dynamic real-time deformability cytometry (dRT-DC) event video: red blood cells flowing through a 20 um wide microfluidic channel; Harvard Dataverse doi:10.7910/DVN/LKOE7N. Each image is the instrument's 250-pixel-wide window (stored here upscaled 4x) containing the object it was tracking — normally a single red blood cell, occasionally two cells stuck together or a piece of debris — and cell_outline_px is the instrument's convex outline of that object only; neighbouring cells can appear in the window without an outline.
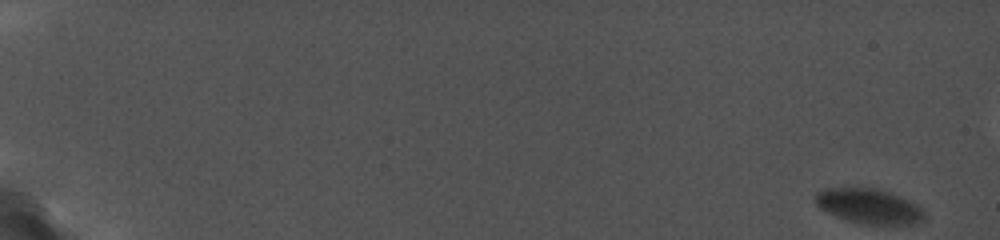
{"species": "common noctule bat (a hibernating species)", "species_latin": "Nyctalus noctula", "temperature_condition": "cold", "stored_images_in_passage": 50, "camera_frame_rate_fps": 5000, "um_per_image_px": 0.085, "animal": {"sex": "female", "body_mass_g": 19.0, "forearm_length_mm": 56.7}, "frame": {"image": 1, "passage_image": 1, "time_ms": 0.0, "image_size_px": [1000, 240], "cell_outline_px": [[924, 220], [916, 224], [864, 224], [848, 220], [836, 216], [820, 208], [816, 204], [816, 192], [824, 188], [876, 188], [900, 196], [916, 204], [924, 212]], "centroid_in_image_um": [73.86, 17.52], "position_along_channel_um": 11.1, "area_um2": 21.96}}
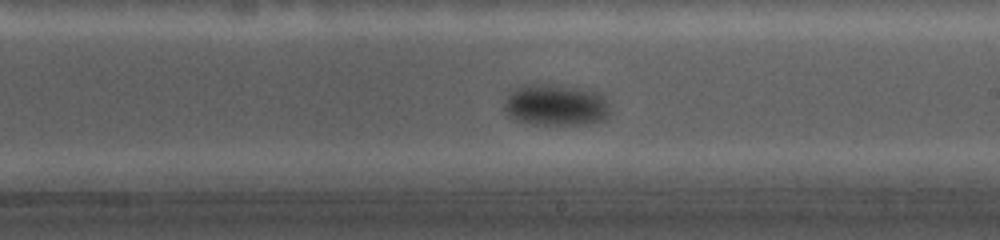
{"frame": {"image": 2, "passage_image": 39, "time_ms": 12.6, "image_size_px": [1000, 240], "cell_outline_px": [[608, 120], [592, 124], [536, 124], [516, 120], [508, 116], [504, 108], [504, 104], [508, 96], [512, 92], [524, 88], [560, 88], [592, 92], [604, 100], [608, 104]], "centroid_in_image_um": [47.27, 9.06], "position_along_channel_um": 241.7, "area_um2": 23.58}}
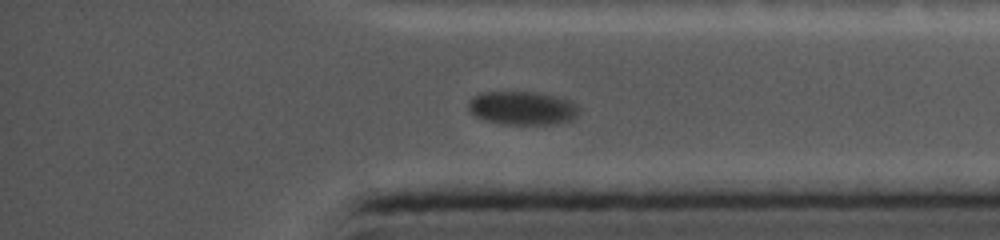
{"frame": {"image": 3, "passage_image": 50, "time_ms": 16.8, "image_size_px": [1000, 240], "cell_outline_px": [[580, 116], [572, 120], [560, 124], [504, 124], [488, 120], [476, 116], [468, 108], [468, 104], [472, 96], [480, 92], [536, 92], [568, 100], [580, 108]], "centroid_in_image_um": [44.44, 9.19], "position_along_channel_um": 390.8, "area_um2": 21.62}}